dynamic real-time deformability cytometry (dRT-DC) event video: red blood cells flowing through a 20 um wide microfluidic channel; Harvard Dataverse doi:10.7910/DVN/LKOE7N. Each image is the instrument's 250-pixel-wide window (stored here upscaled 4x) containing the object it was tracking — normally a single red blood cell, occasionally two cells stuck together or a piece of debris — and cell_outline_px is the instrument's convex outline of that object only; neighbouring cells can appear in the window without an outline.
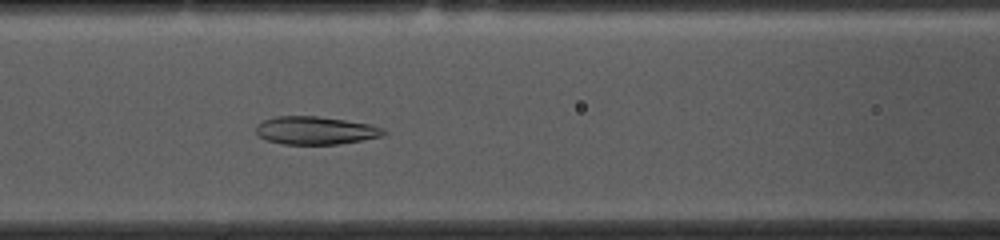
{"species": "common noctule bat (a hibernating species)", "species_latin": "Nyctalus noctula", "temperature_condition": "cold", "stored_images_in_passage": 46, "camera_frame_rate_fps": 3000, "um_per_image_px": 0.085, "animal": {"sex": "female", "body_mass_g": 10.0, "forearm_length_mm": 53.1}, "frame": {"image": 1, "passage_image": 14, "time_ms": 4.333, "image_size_px": [1000, 240], "cell_outline_px": [[388, 132], [384, 136], [336, 144], [284, 144], [268, 140], [260, 136], [256, 132], [256, 124], [264, 120], [276, 116], [316, 116], [372, 124], [384, 128]], "centroid_in_image_um": [26.85, 11.08], "position_along_channel_um": 139.7, "area_um2": 20.75}}
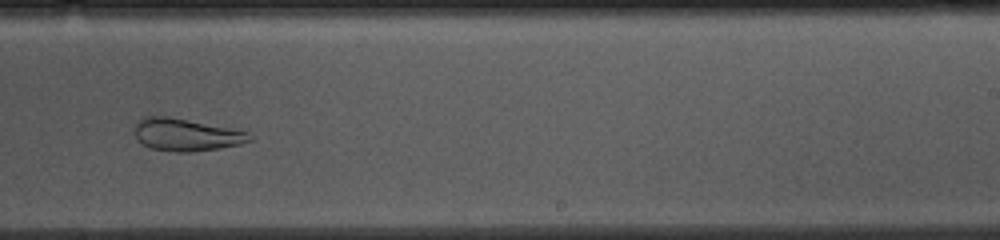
{"frame": {"image": 2, "passage_image": 25, "time_ms": 8.0, "image_size_px": [1000, 240], "cell_outline_px": [[252, 140], [240, 144], [220, 148], [192, 152], [176, 152], [152, 148], [144, 144], [132, 132], [132, 128], [136, 120], [144, 116], [168, 116], [248, 132]], "centroid_in_image_um": [15.75, 11.44], "position_along_channel_um": 273.3, "area_um2": 21.62}}
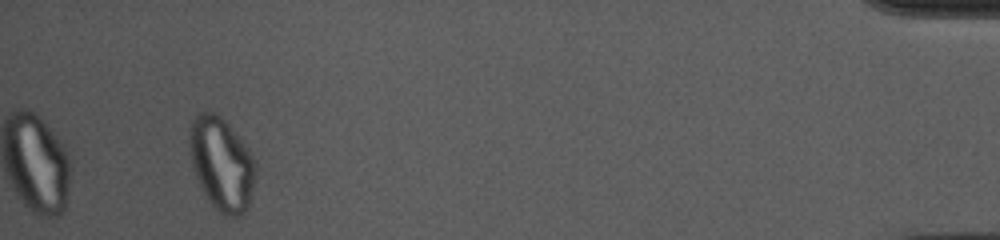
{"frame": {"image": 3, "passage_image": 43, "time_ms": 14.0, "image_size_px": [1000, 240], "cell_outline_px": [[256, 180], [248, 208], [240, 216], [224, 216], [208, 200], [196, 176], [192, 164], [188, 144], [188, 140], [192, 120], [196, 112], [212, 112], [220, 116], [228, 124], [248, 148], [256, 164]], "centroid_in_image_um": [18.85, 13.93], "position_along_channel_um": 416.4, "area_um2": 35.89}, "authors_computed_cell_mechanics": {"area_um2": 25.5187, "velocity_mm_per_s": 3.6485, "shape_relaxation_time_tau1_ms": null, "shape_relaxation_time_tau2_ms": 1.5151, "deformation_change_tau1": null, "deformation_change_tau2": 0.0962}}